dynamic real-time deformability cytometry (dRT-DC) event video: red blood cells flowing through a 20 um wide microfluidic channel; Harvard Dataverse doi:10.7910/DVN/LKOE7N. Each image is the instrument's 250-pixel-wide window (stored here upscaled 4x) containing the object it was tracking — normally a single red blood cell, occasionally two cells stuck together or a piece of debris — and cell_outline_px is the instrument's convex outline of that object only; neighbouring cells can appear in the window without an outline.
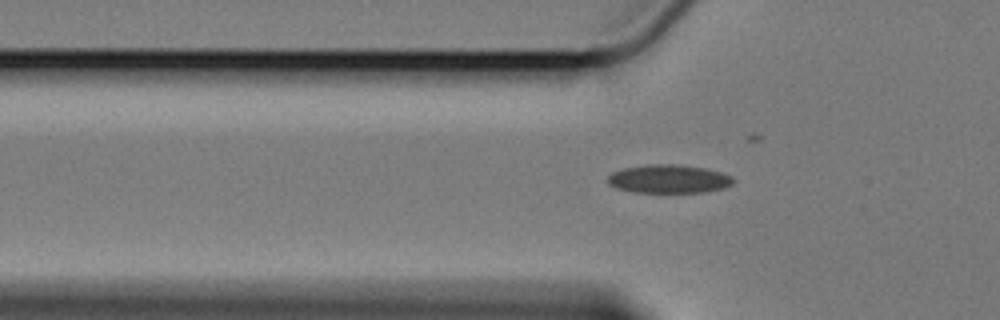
{"species": "Egyptian fruit bat (a non-hibernating species)", "species_latin": "Rousettus aegyptiacus", "temperature_condition": "cold", "stored_images_in_passage": 38, "camera_frame_rate_fps": 3000, "um_per_image_px": 0.085, "animal": {"sex": "female"}, "frame": {"image": 1, "passage_image": 5, "time_ms": 1.333, "image_size_px": [1000, 320], "cell_outline_px": [[736, 180], [732, 184], [720, 188], [700, 192], [632, 192], [616, 188], [608, 184], [608, 176], [612, 172], [624, 168], [644, 164], [680, 164], [704, 168], [720, 172], [732, 176]], "centroid_in_image_um": [56.81, 15.19], "position_along_channel_um": 69.0, "area_um2": 20.81}}
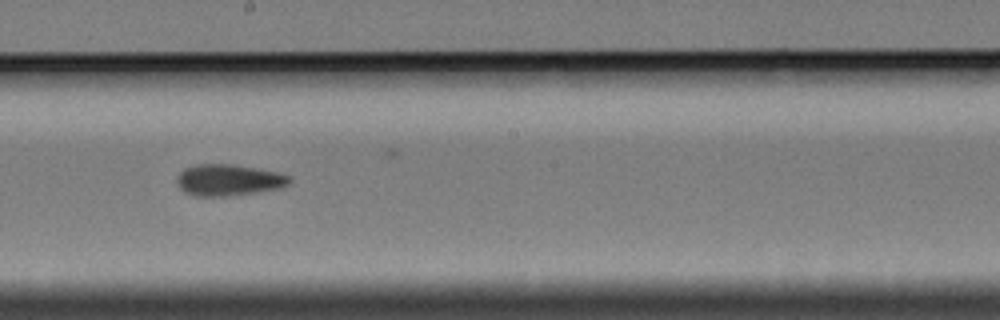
{"frame": {"image": 2, "passage_image": 19, "time_ms": 6.0, "image_size_px": [1000, 320], "cell_outline_px": [[292, 180], [288, 184], [280, 188], [252, 192], [220, 196], [200, 196], [184, 192], [180, 188], [180, 172], [184, 168], [196, 164], [232, 164], [256, 168], [276, 172], [288, 176]], "centroid_in_image_um": [19.44, 15.28], "position_along_channel_um": 228.8, "area_um2": 20.0}}
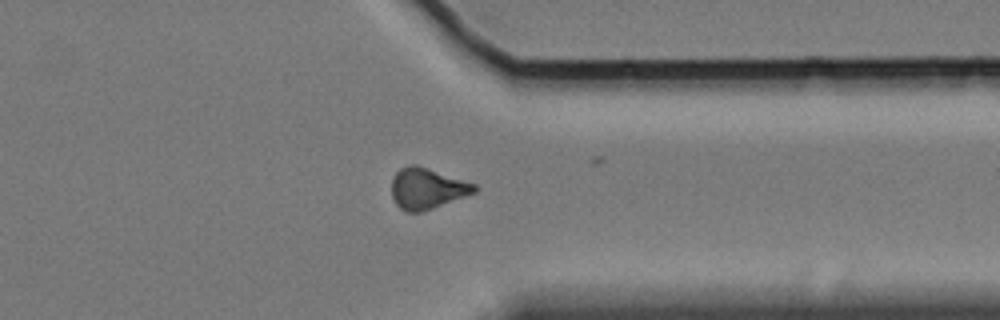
{"frame": {"image": 3, "passage_image": 32, "time_ms": 10.333, "image_size_px": [1000, 320], "cell_outline_px": [[476, 192], [432, 208], [420, 212], [408, 212], [400, 208], [396, 204], [392, 196], [392, 176], [400, 168], [408, 164], [416, 164], [476, 184]], "centroid_in_image_um": [36.27, 16.0], "position_along_channel_um": 375.1, "area_um2": 19.59}}